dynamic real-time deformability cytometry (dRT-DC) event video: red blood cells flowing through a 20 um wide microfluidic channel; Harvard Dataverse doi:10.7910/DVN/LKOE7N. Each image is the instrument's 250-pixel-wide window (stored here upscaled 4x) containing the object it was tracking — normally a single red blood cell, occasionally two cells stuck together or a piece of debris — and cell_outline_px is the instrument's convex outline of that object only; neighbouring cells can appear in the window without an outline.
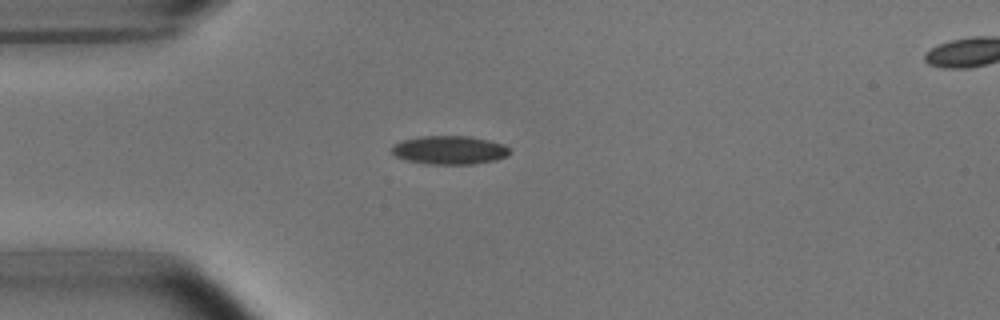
{"species": "common noctule bat (a hibernating species)", "species_latin": "Nyctalus noctula", "temperature_condition": "room temperature", "stored_images_in_passage": 45, "camera_frame_rate_fps": 3000, "um_per_image_px": 0.085, "animal": {"sex": "male", "body_mass_g": 15.6}, "frame": {"image": 1, "passage_image": 13, "time_ms": 4.0, "image_size_px": [1000, 320], "cell_outline_px": [[512, 152], [508, 156], [496, 160], [472, 164], [424, 164], [408, 160], [396, 156], [388, 148], [392, 144], [400, 140], [420, 136], [472, 136], [504, 144]], "centroid_in_image_um": [38.18, 12.75], "position_along_channel_um": 46.8, "area_um2": 19.94}}
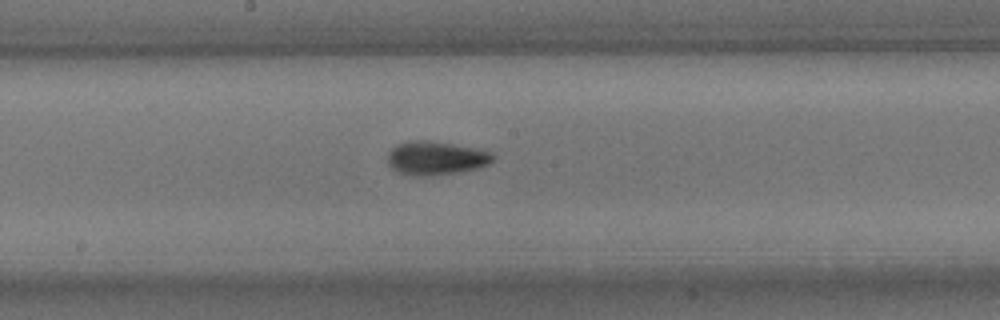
{"frame": {"image": 2, "passage_image": 27, "time_ms": 8.667, "image_size_px": [1000, 320], "cell_outline_px": [[496, 156], [488, 164], [480, 168], [460, 172], [428, 176], [412, 176], [400, 172], [392, 168], [388, 164], [388, 152], [396, 144], [408, 140], [428, 140], [452, 144], [492, 152]], "centroid_in_image_um": [37.04, 13.44], "position_along_channel_um": 211.2, "area_um2": 20.75}}
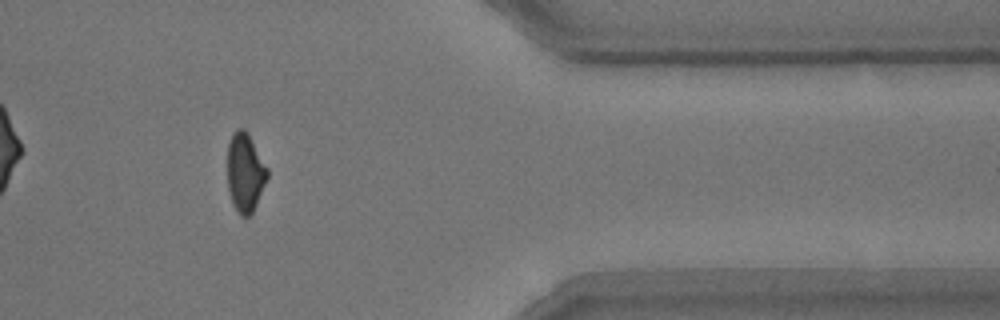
{"frame": {"image": 3, "passage_image": 43, "time_ms": 14.0, "image_size_px": [1000, 320], "cell_outline_px": [[268, 176], [256, 204], [252, 212], [248, 216], [240, 216], [232, 200], [228, 188], [228, 144], [232, 132], [236, 128], [244, 128], [248, 132], [268, 168]], "centroid_in_image_um": [20.84, 14.6], "position_along_channel_um": 390.6, "area_um2": 18.21}, "authors_computed_cell_mechanics": {"area_um2": 19.1318, "velocity_mm_per_s": 3.7885, "shape_relaxation_time_tau1_ms": 3.4901, "shape_relaxation_time_tau2_ms": 2.7894, "deformation_change_tau1": 0.1205, "deformation_change_tau2": 0.0827}}